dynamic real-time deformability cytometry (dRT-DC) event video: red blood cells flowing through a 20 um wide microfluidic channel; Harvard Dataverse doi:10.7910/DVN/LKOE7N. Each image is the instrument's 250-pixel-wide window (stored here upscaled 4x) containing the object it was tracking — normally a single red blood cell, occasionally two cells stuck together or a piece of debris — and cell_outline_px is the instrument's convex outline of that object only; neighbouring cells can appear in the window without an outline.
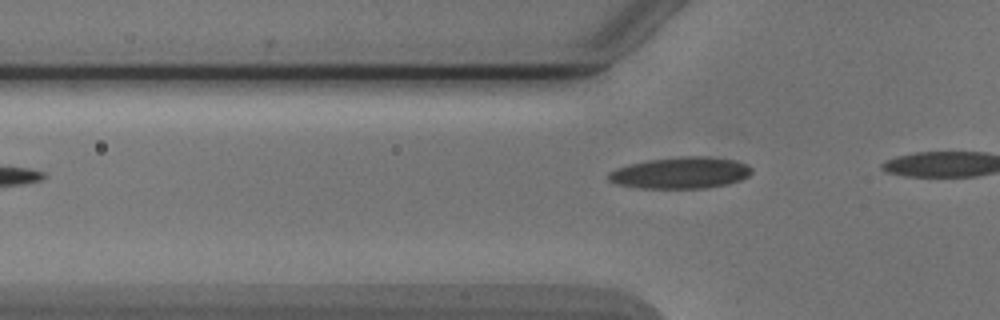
{"species": "Egyptian fruit bat (a non-hibernating species)", "species_latin": "Rousettus aegyptiacus", "temperature_condition": "cold", "stored_images_in_passage": 5, "camera_frame_rate_fps": 3000, "um_per_image_px": 0.085, "animal": {"sex": "male"}, "frame": {"image": 1, "passage_image": 5, "time_ms": 5.667, "image_size_px": [1000, 320], "cell_outline_px": [[752, 172], [748, 176], [740, 180], [728, 184], [708, 188], [636, 188], [616, 184], [608, 180], [608, 172], [632, 164], [648, 160], [684, 156], [704, 156], [736, 160], [748, 164], [752, 168]], "centroid_in_image_um": [57.89, 14.7], "position_along_channel_um": 67.9, "area_um2": 26.3}}